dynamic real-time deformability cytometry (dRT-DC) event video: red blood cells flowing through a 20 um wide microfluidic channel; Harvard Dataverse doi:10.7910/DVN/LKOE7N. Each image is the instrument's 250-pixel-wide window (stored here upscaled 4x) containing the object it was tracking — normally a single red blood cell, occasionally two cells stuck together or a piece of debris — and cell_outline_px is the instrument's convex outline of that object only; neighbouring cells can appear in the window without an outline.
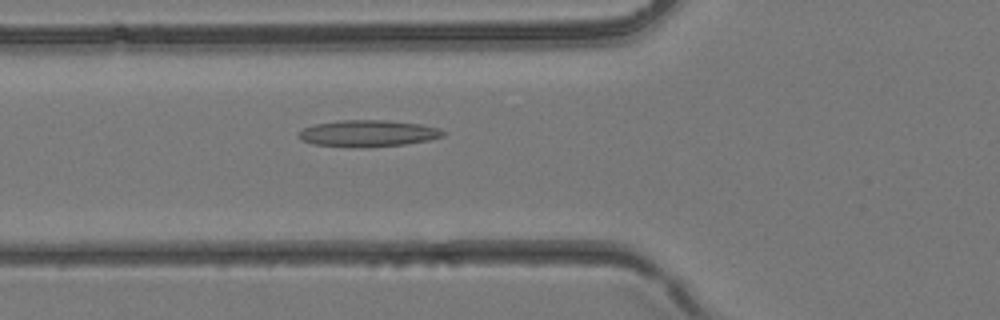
{"species": "common noctule bat (a hibernating species)", "species_latin": "Nyctalus noctula", "temperature_condition": "room temperature", "stored_images_in_passage": 28, "camera_frame_rate_fps": 3000, "um_per_image_px": 0.085, "animal": {"sex": "female", "body_mass_g": 24.6, "forearm_length_mm": 56.2}, "frame": {"image": 1, "passage_image": 7, "time_ms": 2.0, "image_size_px": [1000, 320], "cell_outline_px": [[444, 136], [428, 140], [404, 144], [364, 148], [312, 144], [296, 136], [304, 128], [316, 124], [340, 120], [384, 120], [420, 124], [440, 128], [444, 132]], "centroid_in_image_um": [31.29, 11.34], "position_along_channel_um": 94.5, "area_um2": 22.25}}
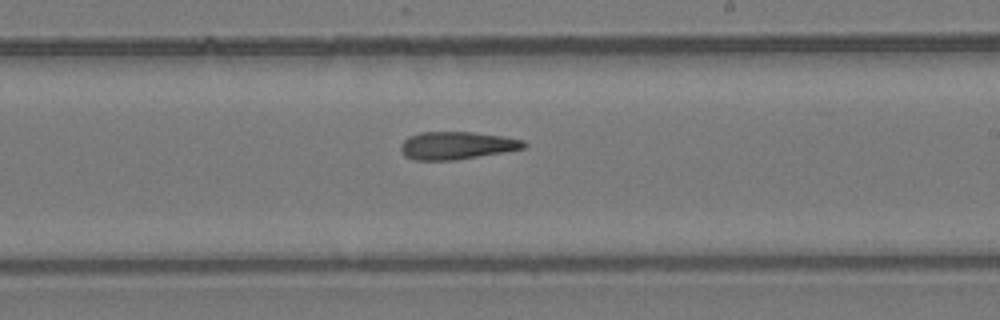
{"frame": {"image": 2, "passage_image": 16, "time_ms": 5.0, "image_size_px": [1000, 320], "cell_outline_px": [[528, 144], [524, 148], [504, 152], [456, 160], [412, 160], [404, 156], [400, 148], [400, 144], [408, 136], [420, 132], [472, 132], [504, 136], [524, 140]], "centroid_in_image_um": [38.81, 12.37], "position_along_channel_um": 250.2, "area_um2": 20.06}}
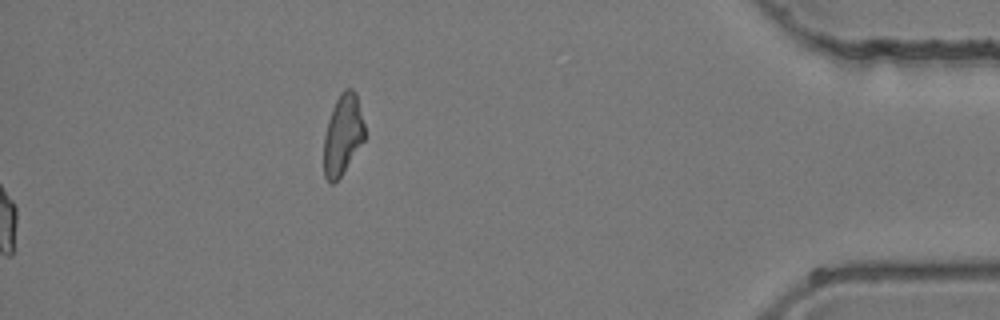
{"frame": {"image": 3, "passage_image": 28, "time_ms": 9.0, "image_size_px": [1000, 320], "cell_outline_px": [[364, 140], [340, 176], [332, 184], [324, 176], [324, 136], [328, 120], [332, 108], [340, 92], [344, 88], [352, 88], [356, 92], [364, 124]], "centroid_in_image_um": [29.13, 11.4], "position_along_channel_um": 406.1, "area_um2": 18.9}}